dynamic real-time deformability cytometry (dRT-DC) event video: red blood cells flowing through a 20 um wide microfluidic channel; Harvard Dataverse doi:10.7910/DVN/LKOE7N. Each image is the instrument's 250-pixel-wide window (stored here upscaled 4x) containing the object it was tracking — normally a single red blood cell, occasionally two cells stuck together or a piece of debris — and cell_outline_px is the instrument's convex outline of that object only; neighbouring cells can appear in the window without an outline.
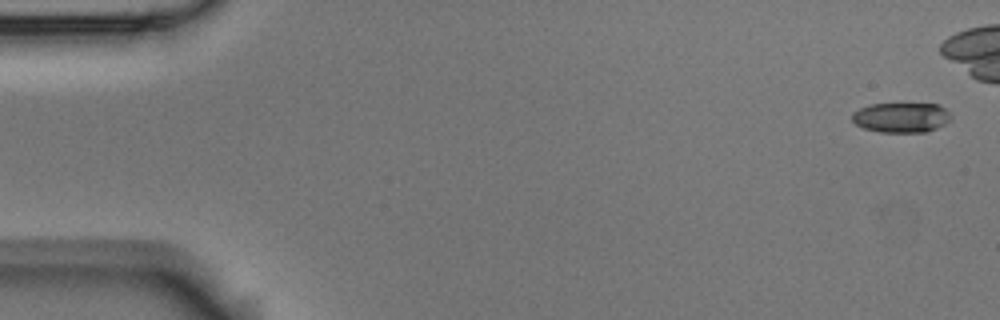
{"species": "Egyptian fruit bat (a non-hibernating species)", "species_latin": "Rousettus aegyptiacus", "temperature_condition": "room temperature", "stored_images_in_passage": 6, "camera_frame_rate_fps": 3000, "um_per_image_px": 0.085, "animal": {"sex": "male"}, "frame": {"image": 1, "passage_image": 1, "time_ms": 0.0, "image_size_px": [1000, 320], "cell_outline_px": [[952, 116], [944, 124], [928, 132], [880, 132], [864, 128], [856, 124], [852, 120], [852, 112], [868, 104], [940, 104]], "centroid_in_image_um": [76.59, 9.98], "position_along_channel_um": 8.4, "area_um2": 17.22}}